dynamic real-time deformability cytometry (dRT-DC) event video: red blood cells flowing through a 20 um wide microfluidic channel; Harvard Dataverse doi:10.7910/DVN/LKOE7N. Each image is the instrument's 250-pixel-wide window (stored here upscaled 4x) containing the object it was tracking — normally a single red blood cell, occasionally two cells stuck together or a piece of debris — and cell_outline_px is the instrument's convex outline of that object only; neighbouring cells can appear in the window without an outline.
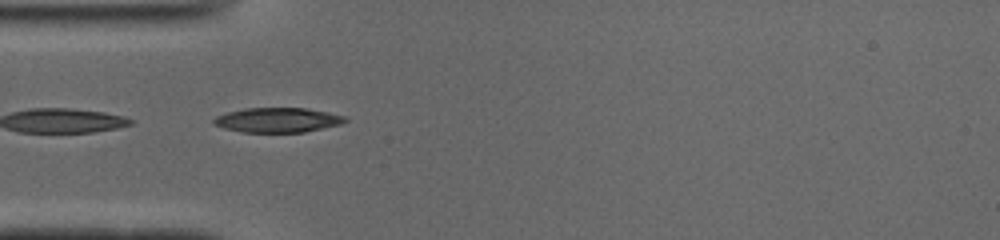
{"species": "common noctule bat (a hibernating species)", "species_latin": "Nyctalus noctula", "temperature_condition": "cold", "stored_images_in_passage": 34, "camera_frame_rate_fps": 3000, "um_per_image_px": 0.085, "animal": {"sex": "male", "body_mass_g": 19.0, "forearm_length_mm": 50.8}, "frame": {"image": 1, "passage_image": 1, "time_ms": 0.0, "image_size_px": [1000, 240], "cell_outline_px": [[348, 120], [340, 124], [304, 132], [240, 132], [224, 128], [216, 124], [212, 120], [216, 116], [228, 112], [244, 108], [308, 108], [344, 116]], "centroid_in_image_um": [23.58, 10.2], "position_along_channel_um": 61.4, "area_um2": 18.73}}
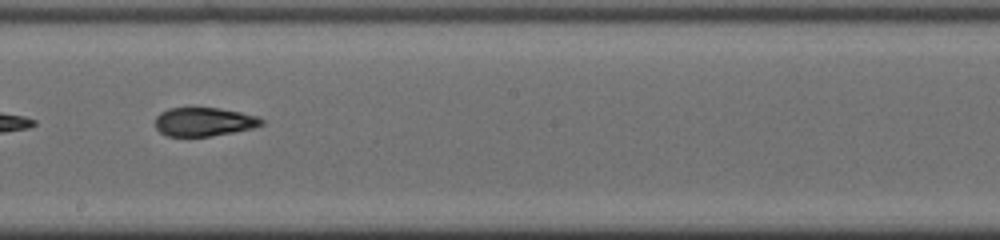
{"frame": {"image": 2, "passage_image": 14, "time_ms": 4.333, "image_size_px": [1000, 240], "cell_outline_px": [[264, 124], [252, 128], [212, 136], [168, 136], [160, 132], [156, 128], [156, 116], [160, 112], [168, 108], [220, 108], [240, 112], [256, 116], [264, 120]], "centroid_in_image_um": [17.33, 10.35], "position_along_channel_um": 230.9, "area_um2": 17.69}}
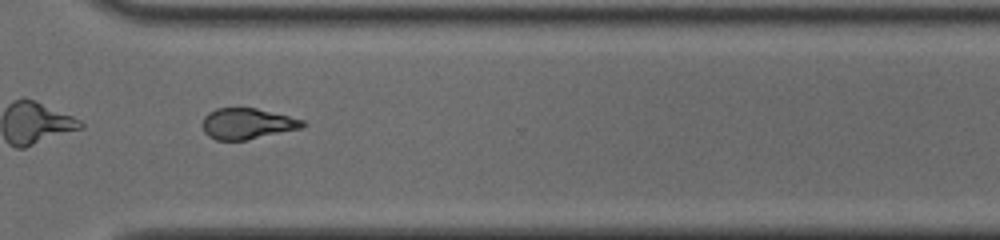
{"frame": {"image": 3, "passage_image": 23, "time_ms": 7.333, "image_size_px": [1000, 240], "cell_outline_px": [[308, 124], [304, 128], [244, 140], [216, 140], [208, 136], [204, 132], [200, 124], [204, 116], [208, 112], [216, 108], [256, 108], [304, 120]], "centroid_in_image_um": [20.99, 10.51], "position_along_channel_um": 349.6, "area_um2": 18.21}, "authors_computed_cell_mechanics": {"area_um2": 18.496, "velocity_mm_per_s": 3.934, "shape_relaxation_time_tau1_ms": 10.3853, "shape_relaxation_time_tau2_ms": 3.3803, "deformation_change_tau1": 0.2127, "deformation_change_tau2": 0.1106}}